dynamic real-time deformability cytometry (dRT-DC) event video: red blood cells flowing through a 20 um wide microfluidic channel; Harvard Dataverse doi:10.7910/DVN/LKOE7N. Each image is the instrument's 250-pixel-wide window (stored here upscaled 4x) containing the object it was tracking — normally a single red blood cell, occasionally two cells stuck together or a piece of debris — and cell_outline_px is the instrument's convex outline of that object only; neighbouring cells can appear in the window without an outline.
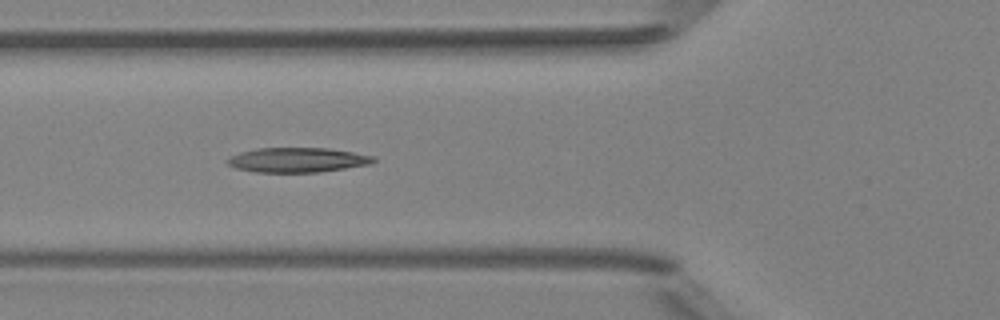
{"species": "Egyptian fruit bat (a non-hibernating species)", "species_latin": "Rousettus aegyptiacus", "temperature_condition": "room temperature", "stored_images_in_passage": 7, "camera_frame_rate_fps": 3000, "um_per_image_px": 0.085, "animal": {"sex": "female"}, "frame": {"image": 1, "passage_image": 4, "time_ms": 3.333, "image_size_px": [1000, 320], "cell_outline_px": [[376, 160], [368, 164], [320, 172], [256, 172], [236, 168], [228, 164], [224, 160], [240, 152], [256, 148], [328, 148], [376, 156]], "centroid_in_image_um": [25.26, 13.59], "position_along_channel_um": 100.5, "area_um2": 20.92}}
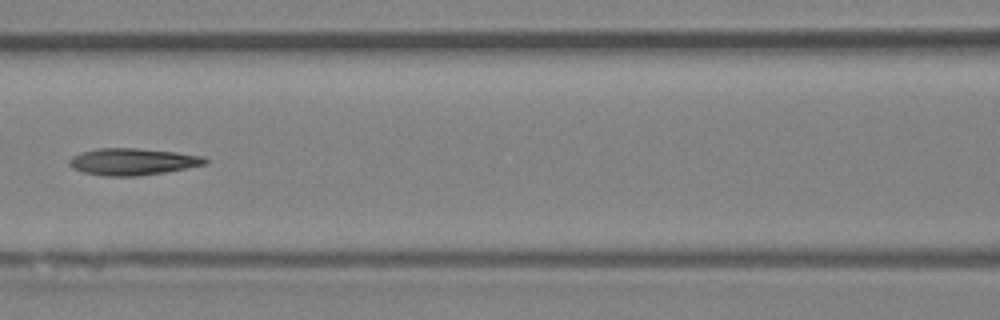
{"frame": {"image": 2, "passage_image": 5, "time_ms": 4.667, "image_size_px": [1000, 320], "cell_outline_px": [[208, 160], [204, 164], [164, 172], [136, 176], [104, 176], [84, 172], [72, 168], [68, 164], [68, 160], [72, 156], [80, 152], [96, 148], [136, 148], [176, 152], [204, 156]], "centroid_in_image_um": [11.21, 13.73], "position_along_channel_um": 155.4, "area_um2": 21.15}}
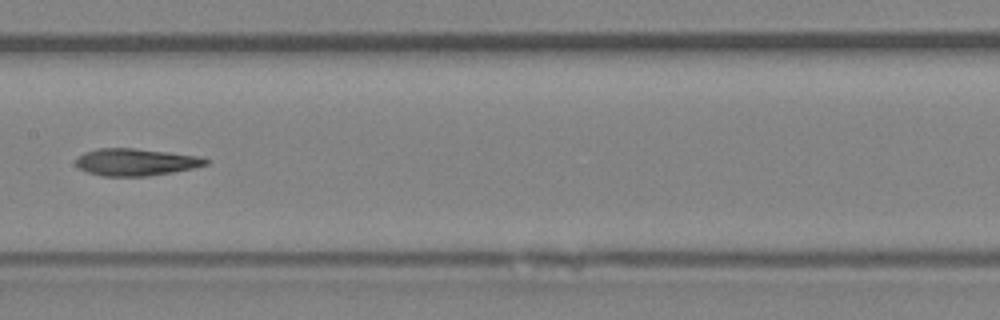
{"frame": {"image": 3, "passage_image": 6, "time_ms": 5.667, "image_size_px": [1000, 320], "cell_outline_px": [[208, 164], [192, 168], [172, 172], [148, 176], [104, 176], [88, 172], [80, 168], [76, 164], [76, 160], [84, 152], [96, 148], [136, 148], [200, 156], [208, 160]], "centroid_in_image_um": [11.54, 13.77], "position_along_channel_um": 195.9, "area_um2": 20.4}}